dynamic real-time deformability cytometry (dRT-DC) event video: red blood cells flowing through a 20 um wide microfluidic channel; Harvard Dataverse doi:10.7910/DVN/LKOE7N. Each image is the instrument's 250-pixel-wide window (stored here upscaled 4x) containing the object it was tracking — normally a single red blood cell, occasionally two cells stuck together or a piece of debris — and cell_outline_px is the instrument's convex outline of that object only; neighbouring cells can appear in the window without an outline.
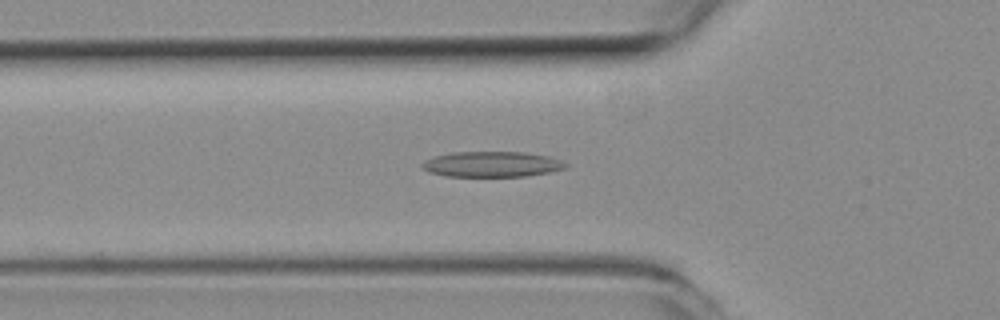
{"species": "common noctule bat (a hibernating species)", "species_latin": "Nyctalus noctula", "temperature_condition": "room temperature", "stored_images_in_passage": 51, "camera_frame_rate_fps": 3000, "um_per_image_px": 0.085, "animal": {"sex": "female", "body_mass_g": 19.3, "forearm_length_mm": 54.1}, "frame": {"image": 1, "passage_image": 17, "time_ms": 5.333, "image_size_px": [1000, 320], "cell_outline_px": [[568, 168], [548, 172], [524, 176], [444, 176], [428, 172], [420, 168], [420, 164], [424, 160], [436, 156], [456, 152], [524, 152], [548, 156], [560, 160], [568, 164]], "centroid_in_image_um": [41.78, 13.96], "position_along_channel_um": 84.0, "area_um2": 21.33}}
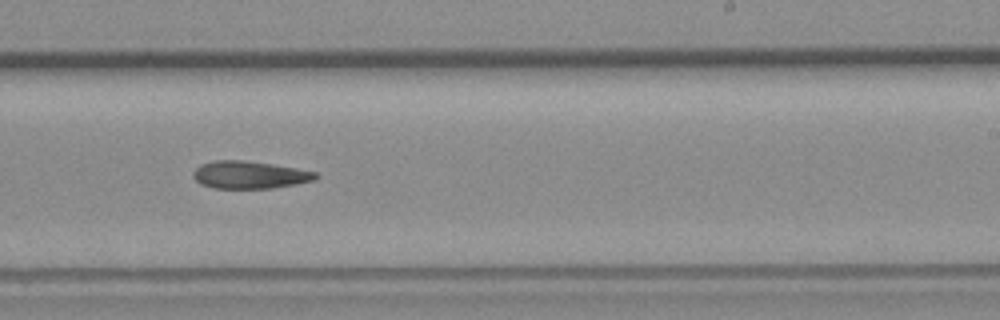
{"frame": {"image": 2, "passage_image": 31, "time_ms": 10.0, "image_size_px": [1000, 320], "cell_outline_px": [[320, 176], [316, 180], [296, 184], [272, 188], [216, 188], [200, 184], [192, 176], [192, 172], [200, 164], [212, 160], [244, 160], [272, 164], [296, 168], [316, 172]], "centroid_in_image_um": [21.21, 14.85], "position_along_channel_um": 267.8, "area_um2": 19.77}}
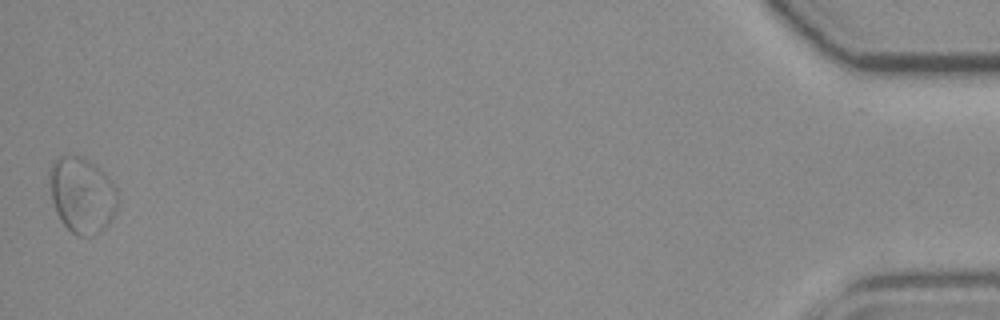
{"frame": {"image": 3, "passage_image": 51, "time_ms": 16.667, "image_size_px": [1000, 320], "cell_outline_px": [[120, 196], [116, 212], [104, 228], [100, 232], [92, 236], [76, 236], [60, 220], [56, 212], [52, 200], [48, 176], [48, 172], [52, 164], [60, 156], [84, 156], [96, 164], [112, 180]], "centroid_in_image_um": [7.0, 16.57], "position_along_channel_um": 428.2, "area_um2": 30.63}}